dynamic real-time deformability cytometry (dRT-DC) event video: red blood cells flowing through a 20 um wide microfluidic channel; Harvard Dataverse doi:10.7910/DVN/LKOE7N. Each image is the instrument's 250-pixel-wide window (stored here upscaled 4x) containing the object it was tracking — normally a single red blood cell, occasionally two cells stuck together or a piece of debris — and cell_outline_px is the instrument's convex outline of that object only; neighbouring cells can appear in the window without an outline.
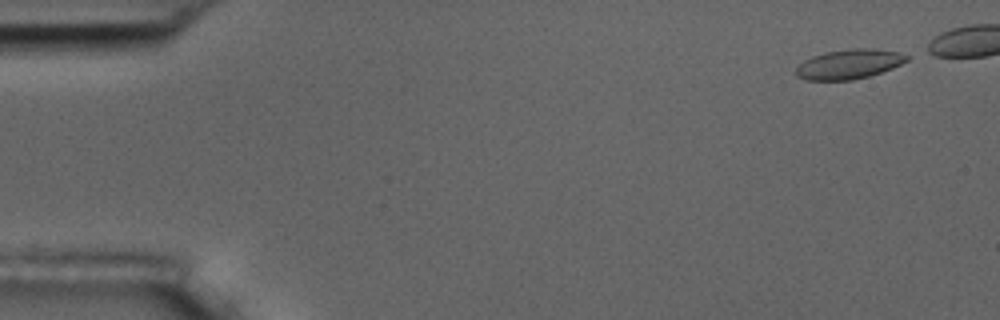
{"species": "common noctule bat (a hibernating species)", "species_latin": "Nyctalus noctula", "temperature_condition": "room temperature", "stored_images_in_passage": 5, "camera_frame_rate_fps": 3000, "um_per_image_px": 0.085, "animal": {"sex": "male", "body_mass_g": 17.5, "forearm_length_mm": 52.3}, "frame": {"image": 1, "passage_image": 1, "time_ms": 0.0, "image_size_px": [1000, 320], "cell_outline_px": [[908, 60], [892, 68], [868, 76], [852, 80], [808, 80], [796, 76], [796, 68], [804, 60], [812, 56], [824, 52], [852, 48], [872, 48], [900, 52], [908, 56]], "centroid_in_image_um": [72.16, 5.44], "position_along_channel_um": 12.8, "area_um2": 19.07}}